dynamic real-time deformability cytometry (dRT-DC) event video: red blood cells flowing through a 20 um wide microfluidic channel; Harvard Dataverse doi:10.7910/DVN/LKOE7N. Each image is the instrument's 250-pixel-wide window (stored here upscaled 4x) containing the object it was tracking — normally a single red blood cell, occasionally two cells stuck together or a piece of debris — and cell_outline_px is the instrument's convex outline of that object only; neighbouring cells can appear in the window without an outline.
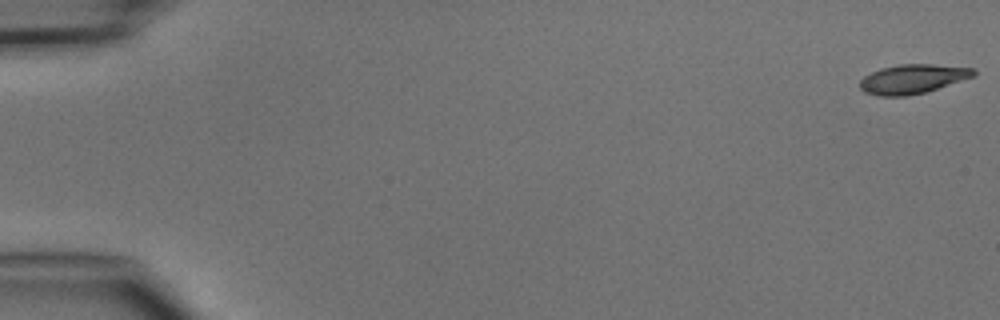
{"species": "common noctule bat (a hibernating species)", "species_latin": "Nyctalus noctula", "temperature_condition": "cold", "stored_images_in_passage": 5, "camera_frame_rate_fps": 3000, "um_per_image_px": 0.085, "animal": {"sex": "male", "body_mass_g": 15.6}, "frame": {"image": 1, "passage_image": 1, "time_ms": 0.0, "image_size_px": [1000, 320], "cell_outline_px": [[976, 76], [924, 92], [908, 96], [880, 96], [864, 92], [860, 88], [860, 80], [864, 76], [880, 68], [900, 64], [932, 64], [976, 68]], "centroid_in_image_um": [77.59, 6.7], "position_along_channel_um": 7.4, "area_um2": 19.42}}
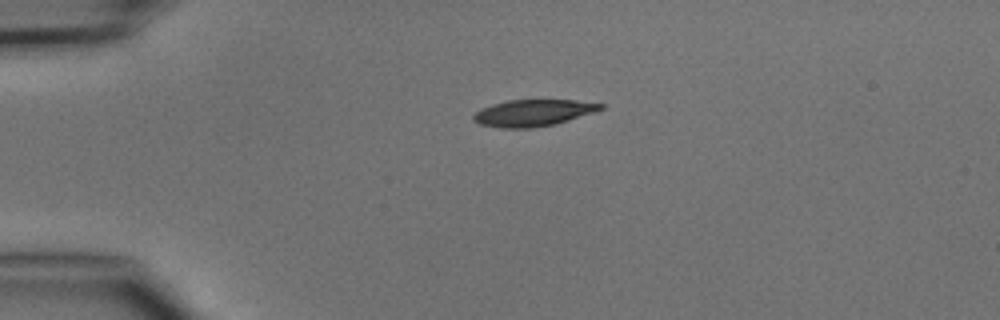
{"frame": {"image": 2, "passage_image": 4, "time_ms": 3.667, "image_size_px": [1000, 320], "cell_outline_px": [[604, 108], [568, 120], [552, 124], [532, 128], [504, 128], [480, 124], [472, 120], [472, 116], [476, 112], [492, 104], [508, 100], [576, 100], [604, 104]], "centroid_in_image_um": [45.29, 9.59], "position_along_channel_um": 39.7, "area_um2": 19.42}}